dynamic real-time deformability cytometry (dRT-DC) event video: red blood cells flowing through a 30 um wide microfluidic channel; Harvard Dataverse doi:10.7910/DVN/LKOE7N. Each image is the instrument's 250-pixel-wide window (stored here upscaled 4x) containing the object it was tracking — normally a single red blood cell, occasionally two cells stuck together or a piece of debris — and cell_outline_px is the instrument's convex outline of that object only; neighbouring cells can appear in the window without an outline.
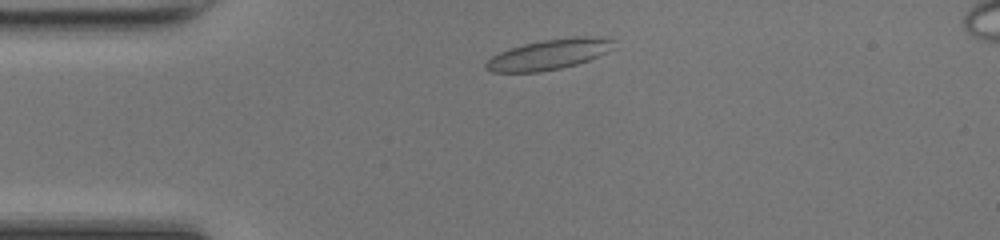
{"species": "common noctule bat (a hibernating species)", "species_latin": "Nyctalus noctula", "temperature_condition": "room temperature", "stored_images_in_passage": 41, "camera_frame_rate_fps": 3000, "um_per_image_px": 0.085, "animal": {"sex": "female", "body_mass_g": 17.0, "forearm_length_mm": 48.0}, "frame": {"image": 1, "passage_image": 4, "time_ms": 1.0, "image_size_px": [1000, 240], "cell_outline_px": [[612, 40], [604, 52], [588, 60], [576, 64], [560, 68], [540, 72], [492, 72], [484, 68], [484, 64], [492, 56], [500, 52], [524, 44], [544, 40], [572, 36], [604, 36]], "centroid_in_image_um": [46.58, 4.63], "position_along_channel_um": 38.4, "area_um2": 22.08}}
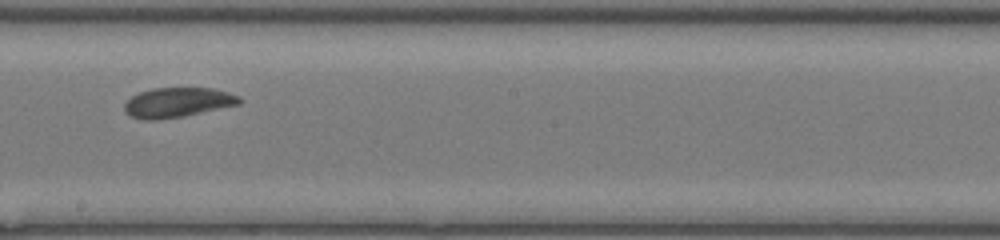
{"frame": {"image": 2, "passage_image": 20, "time_ms": 6.333, "image_size_px": [1000, 240], "cell_outline_px": [[240, 104], [184, 116], [156, 120], [144, 120], [128, 116], [124, 112], [124, 104], [132, 96], [140, 92], [152, 88], [216, 88], [240, 96]], "centroid_in_image_um": [15.07, 8.71], "position_along_channel_um": 233.1, "area_um2": 20.06}}
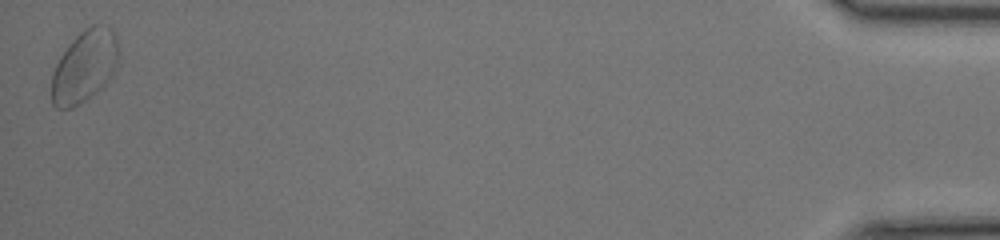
{"frame": {"image": 3, "passage_image": 41, "time_ms": 13.333, "image_size_px": [1000, 240], "cell_outline_px": [[116, 64], [112, 76], [96, 92], [72, 108], [56, 108], [52, 104], [52, 76], [56, 64], [60, 56], [68, 44], [80, 32], [92, 24], [100, 24], [112, 28], [116, 36]], "centroid_in_image_um": [7.15, 5.62], "position_along_channel_um": 428.0, "area_um2": 27.69}, "authors_computed_cell_mechanics": {"area_um2": 20.4612, "velocity_mm_per_s": 4.2391, "shape_relaxation_time_tau1_ms": 5.5658, "shape_relaxation_time_tau2_ms": 2.4959, "deformation_change_tau1": 0.1726, "deformation_change_tau2": 0.0815}}